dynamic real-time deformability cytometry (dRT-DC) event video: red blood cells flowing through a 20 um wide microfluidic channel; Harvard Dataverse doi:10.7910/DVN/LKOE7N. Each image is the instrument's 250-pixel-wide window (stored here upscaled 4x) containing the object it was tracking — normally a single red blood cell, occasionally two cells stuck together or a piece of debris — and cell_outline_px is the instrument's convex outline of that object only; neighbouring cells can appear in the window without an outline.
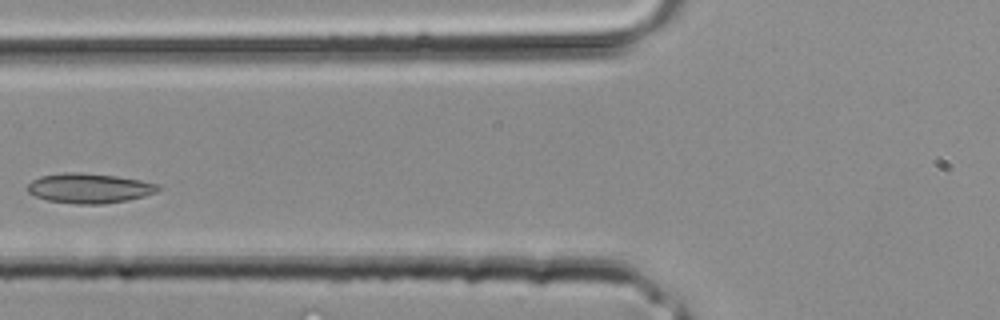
{"species": "common noctule bat (a hibernating species)", "species_latin": "Nyctalus noctula", "temperature_condition": "room temperature", "stored_images_in_passage": 29, "camera_frame_rate_fps": 3000, "um_per_image_px": 0.085, "animal": {"sex": "male", "body_mass_g": 20.4}, "frame": {"image": 1, "passage_image": 8, "time_ms": 2.333, "image_size_px": [1000, 320], "cell_outline_px": [[160, 188], [156, 192], [144, 196], [128, 200], [100, 204], [76, 204], [48, 200], [36, 196], [28, 192], [28, 184], [32, 180], [40, 176], [64, 172], [80, 172], [116, 176], [140, 180], [160, 184]], "centroid_in_image_um": [7.59, 15.99], "position_along_channel_um": 118.2, "area_um2": 22.66}}
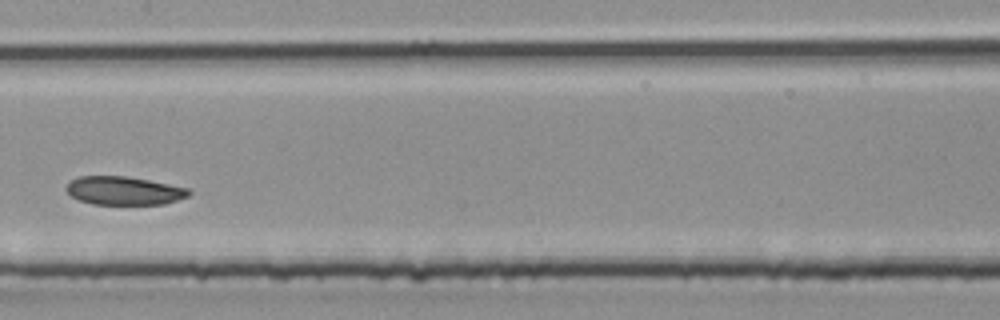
{"frame": {"image": 2, "passage_image": 12, "time_ms": 3.667, "image_size_px": [1000, 320], "cell_outline_px": [[192, 192], [188, 196], [164, 204], [92, 204], [80, 200], [72, 196], [64, 188], [72, 180], [80, 176], [124, 176], [148, 180], [188, 188]], "centroid_in_image_um": [10.53, 16.21], "position_along_channel_um": 196.9, "area_um2": 20.06}}
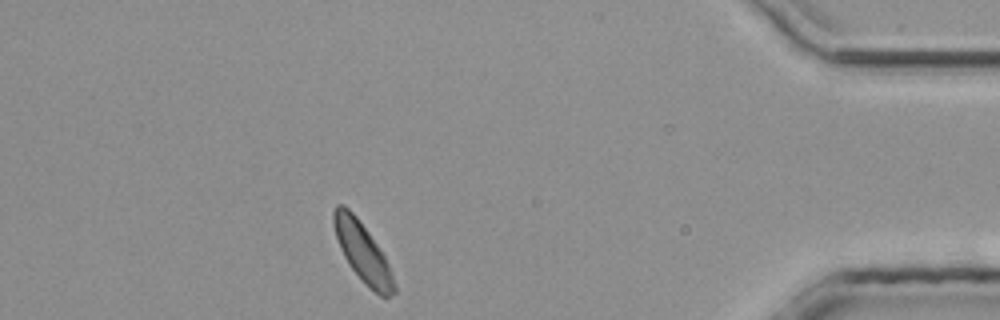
{"frame": {"image": 3, "passage_image": 25, "time_ms": 8.0, "image_size_px": [1000, 320], "cell_outline_px": [[396, 292], [392, 296], [380, 296], [368, 288], [364, 284], [348, 264], [340, 248], [332, 224], [332, 212], [336, 204], [344, 204], [356, 216], [380, 248], [392, 272], [396, 288]], "centroid_in_image_um": [30.81, 21.44], "position_along_channel_um": 404.4, "area_um2": 20.98}}